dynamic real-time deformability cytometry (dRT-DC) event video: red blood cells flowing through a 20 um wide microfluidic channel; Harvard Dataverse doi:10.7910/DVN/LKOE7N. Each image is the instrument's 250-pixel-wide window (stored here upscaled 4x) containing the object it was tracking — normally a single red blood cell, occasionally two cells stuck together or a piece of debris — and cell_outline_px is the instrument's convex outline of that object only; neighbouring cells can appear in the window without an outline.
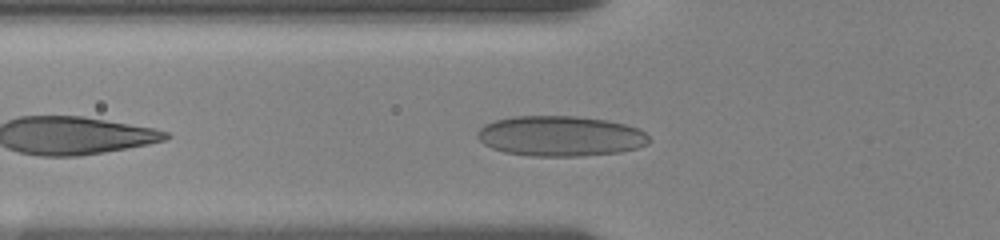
{"species": "human", "species_latin": "Homo sapiens", "temperature_condition": "room temperature", "stored_images_in_passage": 13, "camera_frame_rate_fps": 3000, "um_per_image_px": 0.085, "donor": {"sex": "female"}, "frame": {"image": 1, "passage_image": 3, "time_ms": 1.0, "image_size_px": [1000, 240], "cell_outline_px": [[652, 140], [648, 144], [636, 148], [620, 152], [584, 156], [532, 156], [504, 152], [492, 148], [484, 144], [476, 136], [476, 132], [484, 124], [496, 120], [516, 116], [576, 116], [604, 120], [624, 124], [636, 128], [644, 132]], "centroid_in_image_um": [47.62, 11.57], "position_along_channel_um": 78.2, "area_um2": 40.34}}
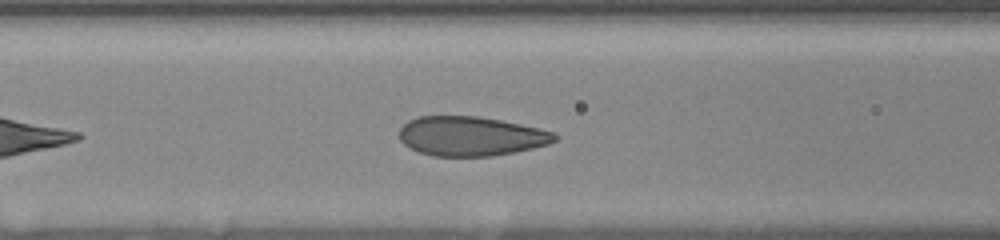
{"frame": {"image": 2, "passage_image": 6, "time_ms": 2.333, "image_size_px": [1000, 240], "cell_outline_px": [[556, 140], [548, 144], [532, 148], [492, 156], [432, 156], [420, 152], [404, 144], [400, 140], [400, 128], [408, 120], [416, 116], [476, 116], [500, 120], [540, 128], [552, 132], [556, 136]], "centroid_in_image_um": [39.99, 11.57], "position_along_channel_um": 126.6, "area_um2": 35.49}}
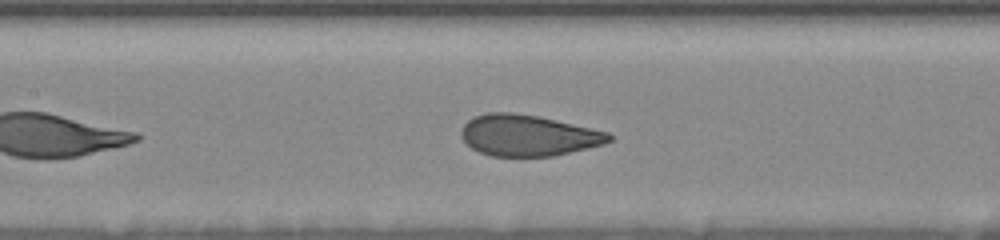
{"frame": {"image": 3, "passage_image": 9, "time_ms": 3.333, "image_size_px": [1000, 240], "cell_outline_px": [[612, 140], [604, 144], [588, 148], [552, 156], [492, 156], [480, 152], [472, 148], [460, 136], [460, 132], [464, 124], [468, 120], [476, 116], [488, 112], [512, 112], [536, 116], [556, 120], [608, 132], [612, 136]], "centroid_in_image_um": [44.88, 11.51], "position_along_channel_um": 162.5, "area_um2": 35.2}}